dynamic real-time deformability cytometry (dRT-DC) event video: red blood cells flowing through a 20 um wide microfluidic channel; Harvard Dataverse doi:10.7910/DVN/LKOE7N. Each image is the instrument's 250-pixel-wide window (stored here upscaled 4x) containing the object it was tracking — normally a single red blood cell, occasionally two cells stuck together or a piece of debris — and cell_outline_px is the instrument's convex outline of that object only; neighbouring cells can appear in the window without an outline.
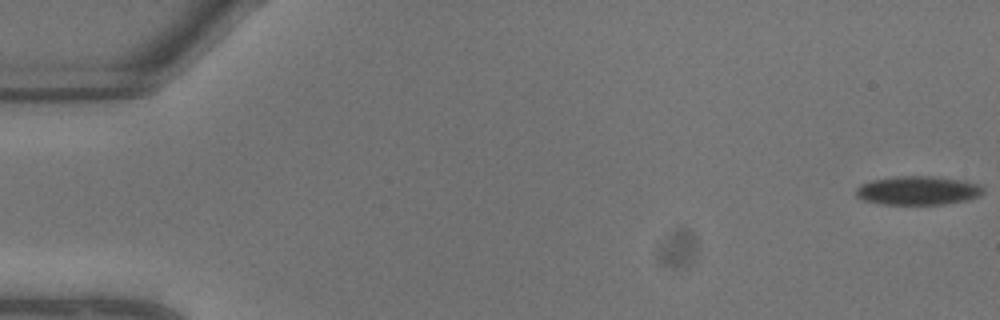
{"species": "common noctule bat (a hibernating species)", "species_latin": "Nyctalus noctula", "temperature_condition": "warm", "stored_images_in_passage": 9, "camera_frame_rate_fps": 3000, "um_per_image_px": 0.085, "animal": {"sex": "male", "body_mass_g": 13.3}, "frame": {"image": 1, "passage_image": 1, "time_ms": 0.0, "image_size_px": [1000, 320], "cell_outline_px": [[984, 192], [980, 196], [968, 200], [944, 204], [880, 204], [864, 200], [856, 196], [856, 188], [860, 184], [872, 180], [900, 176], [932, 176], [964, 180], [980, 184], [984, 188]], "centroid_in_image_um": [78.06, 16.19], "position_along_channel_um": 6.9, "area_um2": 21.5}}
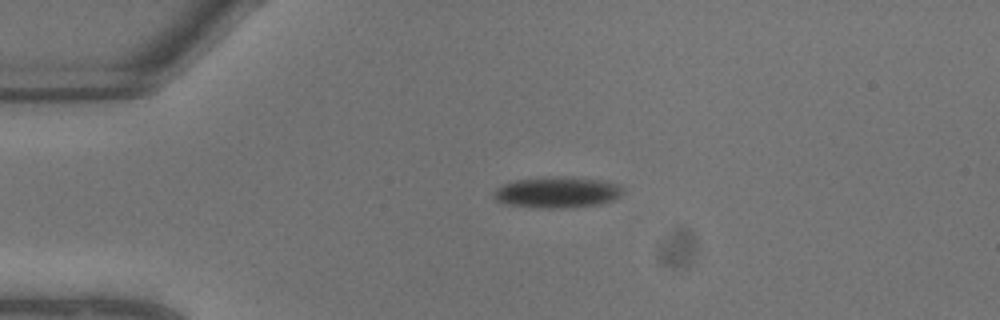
{"frame": {"image": 2, "passage_image": 6, "time_ms": 1.667, "image_size_px": [1000, 320], "cell_outline_px": [[620, 196], [612, 200], [600, 204], [552, 208], [544, 208], [508, 204], [496, 200], [492, 196], [492, 192], [496, 188], [504, 184], [516, 180], [548, 176], [564, 176], [604, 180], [620, 184]], "centroid_in_image_um": [47.33, 16.32], "position_along_channel_um": 37.7, "area_um2": 23.24}}
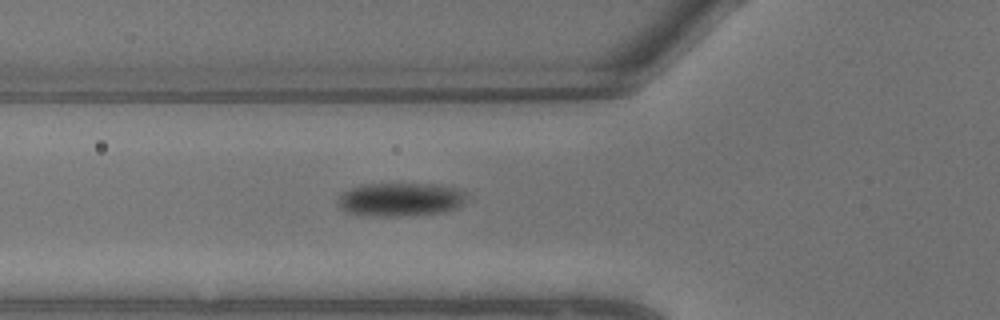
{"frame": {"image": 3, "passage_image": 9, "time_ms": 2.667, "image_size_px": [1000, 320], "cell_outline_px": [[468, 200], [460, 208], [444, 212], [396, 216], [364, 216], [344, 212], [336, 204], [340, 196], [344, 192], [360, 184], [440, 184], [460, 188], [468, 192]], "centroid_in_image_um": [34.11, 16.95], "position_along_channel_um": 91.7, "area_um2": 25.84}}